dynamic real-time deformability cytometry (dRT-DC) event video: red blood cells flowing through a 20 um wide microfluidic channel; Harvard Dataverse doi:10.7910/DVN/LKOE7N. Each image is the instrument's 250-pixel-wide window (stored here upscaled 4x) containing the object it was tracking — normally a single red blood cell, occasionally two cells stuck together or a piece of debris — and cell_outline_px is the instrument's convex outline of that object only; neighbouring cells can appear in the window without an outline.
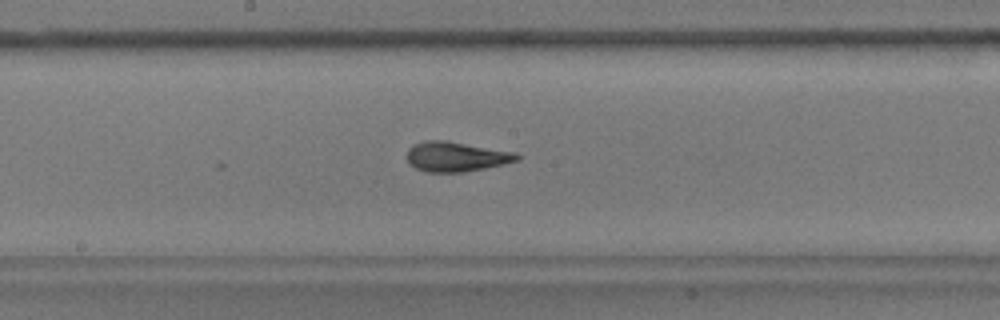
{"species": "common noctule bat (a hibernating species)", "species_latin": "Nyctalus noctula", "temperature_condition": "warm", "stored_images_in_passage": 19, "camera_frame_rate_fps": 3000, "um_per_image_px": 0.085, "animal": {"sex": "male", "body_mass_g": 17.9}, "frame": {"image": 1, "passage_image": 19, "time_ms": 6.0, "image_size_px": [1000, 320], "cell_outline_px": [[520, 160], [504, 164], [464, 172], [424, 172], [408, 164], [408, 148], [412, 144], [424, 140], [444, 140], [516, 152], [520, 156]], "centroid_in_image_um": [38.76, 13.31], "position_along_channel_um": 209.4, "area_um2": 19.25}}